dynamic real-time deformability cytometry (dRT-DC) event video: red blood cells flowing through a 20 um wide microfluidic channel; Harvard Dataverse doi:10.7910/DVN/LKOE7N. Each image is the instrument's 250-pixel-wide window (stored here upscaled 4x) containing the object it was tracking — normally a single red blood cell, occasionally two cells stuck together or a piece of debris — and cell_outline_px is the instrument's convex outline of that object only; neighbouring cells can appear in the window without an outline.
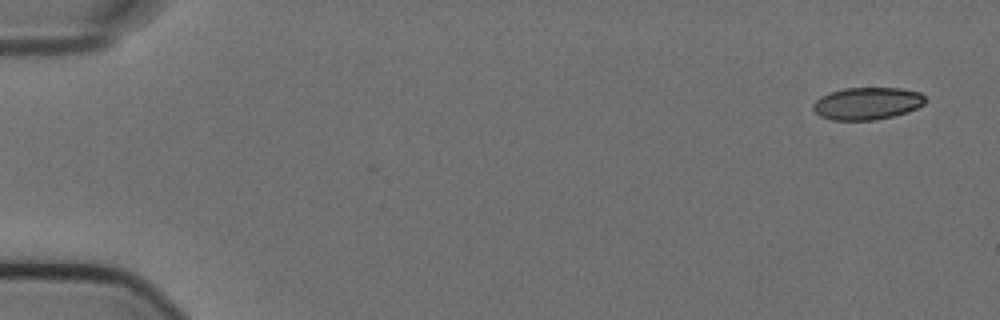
{"species": "Egyptian fruit bat (a non-hibernating species)", "species_latin": "Rousettus aegyptiacus", "temperature_condition": "cold", "stored_images_in_passage": 9, "camera_frame_rate_fps": 3000, "um_per_image_px": 0.085, "animal": {"sex": "female"}, "frame": {"image": 1, "passage_image": 1, "time_ms": 0.0, "image_size_px": [1000, 320], "cell_outline_px": [[924, 104], [916, 108], [892, 116], [876, 120], [832, 120], [820, 116], [812, 108], [812, 104], [820, 96], [828, 92], [844, 88], [900, 88], [920, 92], [924, 96]], "centroid_in_image_um": [73.66, 8.79], "position_along_channel_um": 11.3, "area_um2": 21.1}}